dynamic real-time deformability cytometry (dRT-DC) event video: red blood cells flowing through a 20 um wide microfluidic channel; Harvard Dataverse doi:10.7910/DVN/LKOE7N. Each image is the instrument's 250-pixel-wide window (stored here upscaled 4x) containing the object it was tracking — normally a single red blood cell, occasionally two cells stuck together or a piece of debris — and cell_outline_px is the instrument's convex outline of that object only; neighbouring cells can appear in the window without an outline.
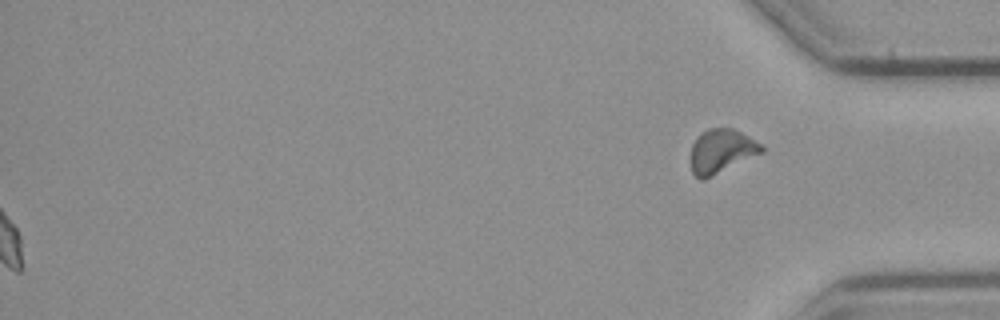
{"species": "common noctule bat (a hibernating species)", "species_latin": "Nyctalus noctula", "temperature_condition": "cold", "stored_images_in_passage": 52, "segment_of_instrument_passage": [2, 2], "camera_frame_rate_fps": 3000, "um_per_image_px": 0.085, "animal": {"sex": "male", "body_mass_g": 23.1, "forearm_length_mm": 52.7}, "frame": {"image": 1, "passage_image": 52, "time_ms": 17.0, "image_size_px": [1000, 320], "cell_outline_px": [[764, 152], [704, 180], [700, 180], [692, 172], [692, 144], [700, 132], [708, 128], [732, 128], [748, 136], [760, 144], [764, 148]], "centroid_in_image_um": [61.32, 12.85], "position_along_channel_um": 373.9, "area_um2": 18.03}}